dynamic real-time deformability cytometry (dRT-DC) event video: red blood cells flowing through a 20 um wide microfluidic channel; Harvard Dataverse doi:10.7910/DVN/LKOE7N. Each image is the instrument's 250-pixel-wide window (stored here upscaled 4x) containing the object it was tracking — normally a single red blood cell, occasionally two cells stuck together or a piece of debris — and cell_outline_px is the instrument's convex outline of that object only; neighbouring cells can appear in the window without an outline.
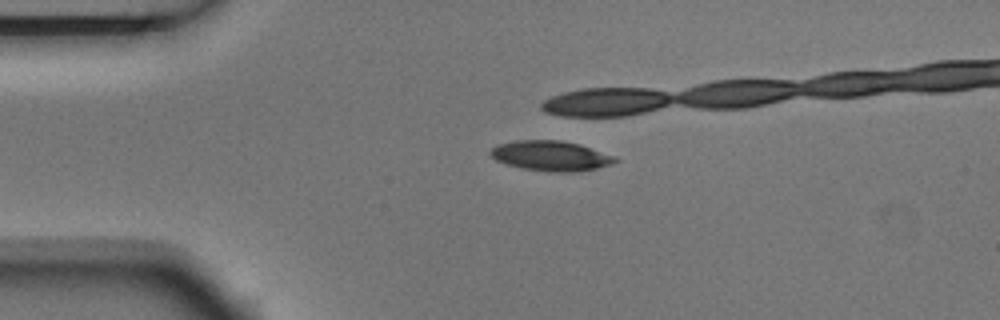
{"species": "Egyptian fruit bat (a non-hibernating species)", "species_latin": "Rousettus aegyptiacus", "temperature_condition": "room temperature", "stored_images_in_passage": 3, "camera_frame_rate_fps": 3000, "um_per_image_px": 0.085, "animal": {"sex": "male"}, "frame": {"image": 1, "passage_image": 1, "time_ms": 0.0, "image_size_px": [1000, 320], "cell_outline_px": [[620, 160], [612, 164], [596, 168], [572, 172], [548, 172], [524, 168], [508, 164], [496, 160], [488, 152], [496, 144], [516, 140], [560, 140], [580, 144], [616, 156]], "centroid_in_image_um": [46.84, 13.23], "position_along_channel_um": 38.2, "area_um2": 21.91}}